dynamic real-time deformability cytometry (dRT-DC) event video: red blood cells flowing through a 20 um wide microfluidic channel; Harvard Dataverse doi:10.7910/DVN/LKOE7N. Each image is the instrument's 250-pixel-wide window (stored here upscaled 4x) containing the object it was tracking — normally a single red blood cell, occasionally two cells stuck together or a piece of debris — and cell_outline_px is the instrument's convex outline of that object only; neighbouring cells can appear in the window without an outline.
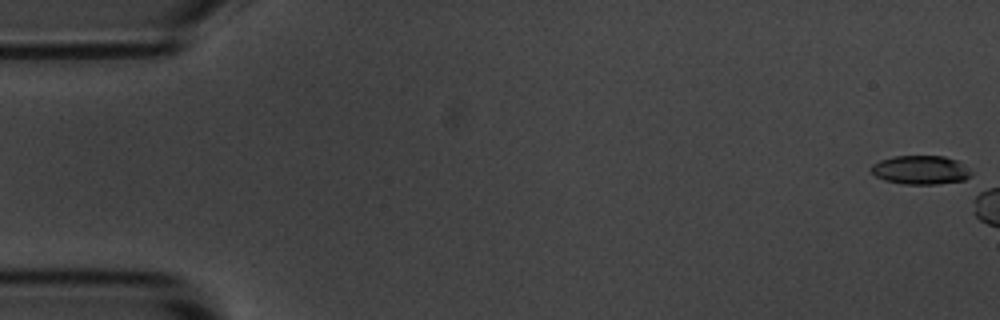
{"species": "common noctule bat (a hibernating species)", "species_latin": "Nyctalus noctula", "temperature_condition": "room temperature", "stored_images_in_passage": 3, "camera_frame_rate_fps": 3000, "um_per_image_px": 0.085, "animal": {"sex": "male", "body_mass_g": 20.1, "forearm_length_mm": 53.5}, "frame": {"image": 1, "passage_image": 1, "time_ms": 0.0, "image_size_px": [1000, 320], "cell_outline_px": [[972, 176], [964, 180], [936, 184], [904, 184], [884, 180], [876, 176], [872, 172], [872, 164], [880, 160], [892, 156], [944, 156], [956, 160], [972, 172]], "centroid_in_image_um": [78.25, 14.44], "position_along_channel_um": 6.8, "area_um2": 16.7}}